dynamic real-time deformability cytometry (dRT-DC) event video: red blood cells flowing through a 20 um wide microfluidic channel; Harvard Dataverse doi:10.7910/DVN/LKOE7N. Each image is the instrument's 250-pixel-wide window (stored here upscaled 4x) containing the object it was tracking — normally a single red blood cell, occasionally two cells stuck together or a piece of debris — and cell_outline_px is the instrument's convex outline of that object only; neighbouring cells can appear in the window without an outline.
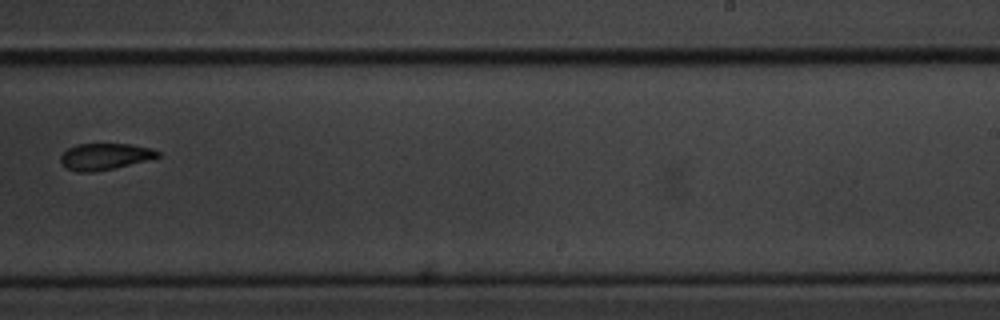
{"species": "common noctule bat (a hibernating species)", "species_latin": "Nyctalus noctula", "temperature_condition": "cold", "stored_images_in_passage": 15, "camera_frame_rate_fps": 3000, "um_per_image_px": 0.085, "animal": {"sex": "male", "body_mass_g": 20.1, "forearm_length_mm": 53.5}, "frame": {"image": 1, "passage_image": 9, "time_ms": 2.667, "image_size_px": [1000, 320], "cell_outline_px": [[160, 156], [112, 168], [92, 172], [76, 172], [68, 168], [60, 160], [60, 156], [68, 148], [76, 144], [128, 144], [152, 148], [160, 152]], "centroid_in_image_um": [8.88, 13.29], "position_along_channel_um": 280.1, "area_um2": 14.62}}
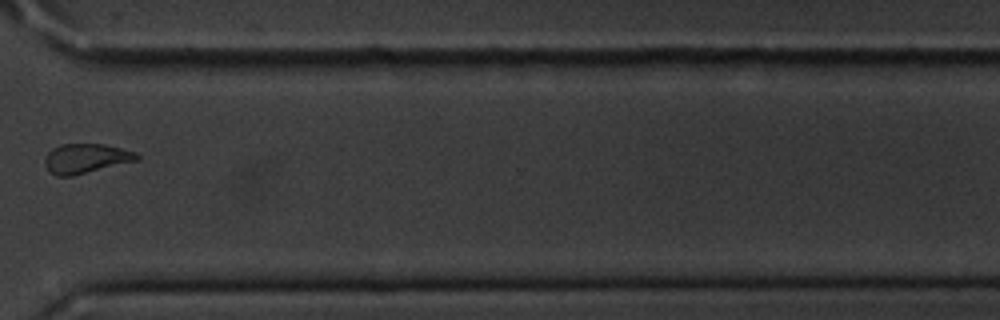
{"frame": {"image": 2, "passage_image": 11, "time_ms": 3.333, "image_size_px": [1000, 320], "cell_outline_px": [[140, 160], [72, 176], [56, 176], [48, 172], [44, 164], [44, 160], [48, 152], [52, 148], [60, 144], [104, 144], [136, 152], [140, 156]], "centroid_in_image_um": [7.29, 13.48], "position_along_channel_um": 363.3, "area_um2": 16.07}}
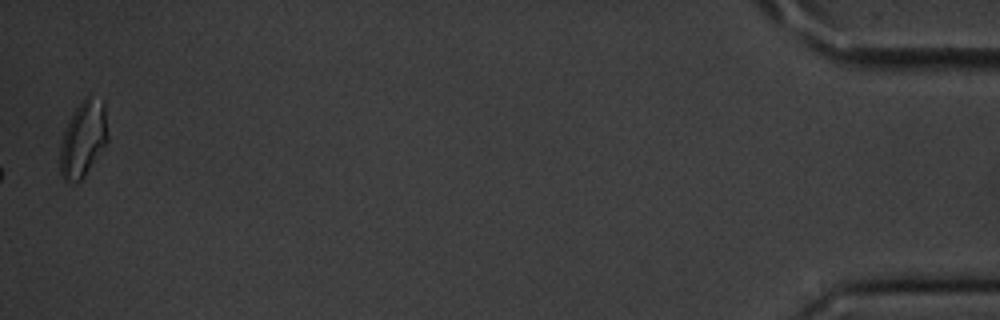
{"frame": {"image": 3, "passage_image": 15, "time_ms": 4.667, "image_size_px": [1000, 320], "cell_outline_px": [[108, 140], [84, 176], [76, 184], [64, 180], [60, 176], [60, 144], [64, 128], [72, 112], [80, 100], [88, 92], [104, 100], [108, 136]], "centroid_in_image_um": [7.06, 11.73], "position_along_channel_um": 428.1, "area_um2": 21.68}}